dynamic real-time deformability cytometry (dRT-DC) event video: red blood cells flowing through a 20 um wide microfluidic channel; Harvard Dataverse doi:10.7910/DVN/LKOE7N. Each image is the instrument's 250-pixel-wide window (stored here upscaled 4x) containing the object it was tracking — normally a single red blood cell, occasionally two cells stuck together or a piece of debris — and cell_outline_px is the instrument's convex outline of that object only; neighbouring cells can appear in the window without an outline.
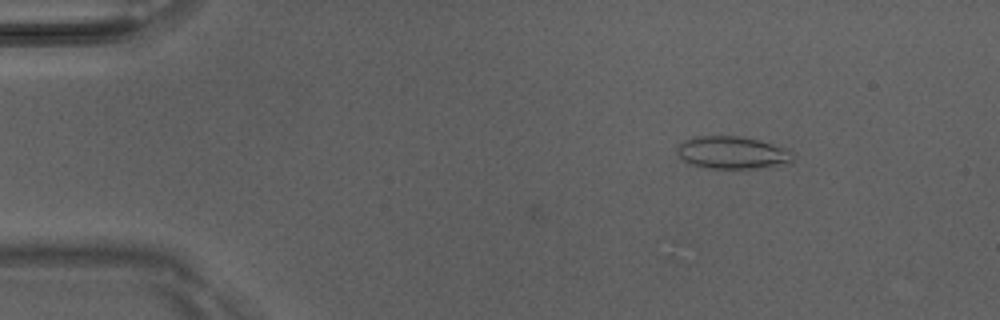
{"species": "Egyptian fruit bat (a non-hibernating species)", "species_latin": "Rousettus aegyptiacus", "temperature_condition": "room temperature", "stored_images_in_passage": 4, "camera_frame_rate_fps": 3000, "um_per_image_px": 0.085, "animal": {"sex": "male"}, "frame": {"image": 1, "passage_image": 4, "time_ms": 1.0, "image_size_px": [1000, 320], "cell_outline_px": [[796, 156], [788, 164], [768, 168], [708, 168], [688, 164], [676, 152], [676, 148], [684, 140], [692, 136], [740, 136], [788, 148]], "centroid_in_image_um": [62.28, 12.98], "position_along_channel_um": 22.7, "area_um2": 22.25}}